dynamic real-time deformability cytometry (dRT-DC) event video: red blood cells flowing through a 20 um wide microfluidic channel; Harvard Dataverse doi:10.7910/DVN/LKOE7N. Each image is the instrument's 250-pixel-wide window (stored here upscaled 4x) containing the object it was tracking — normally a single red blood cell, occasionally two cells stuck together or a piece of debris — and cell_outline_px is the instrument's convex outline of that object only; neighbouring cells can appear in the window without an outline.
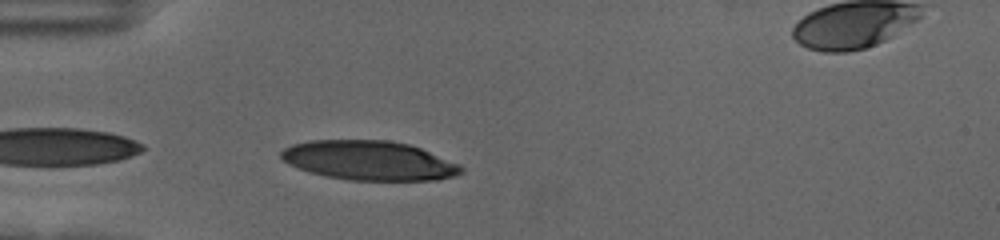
{"species": "human", "species_latin": "Homo sapiens", "temperature_condition": "cold", "stored_images_in_passage": 41, "camera_frame_rate_fps": 3000, "um_per_image_px": 0.085, "donor": {"sex": "female"}, "frame": {"image": 1, "passage_image": 2, "time_ms": 0.333, "image_size_px": [1000, 240], "cell_outline_px": [[464, 172], [456, 176], [436, 180], [348, 180], [324, 176], [308, 172], [296, 168], [280, 160], [280, 152], [284, 148], [292, 144], [312, 140], [388, 140], [408, 144], [420, 148], [460, 164], [464, 168]], "centroid_in_image_um": [31.35, 13.65], "position_along_channel_um": 53.7, "area_um2": 41.67}}
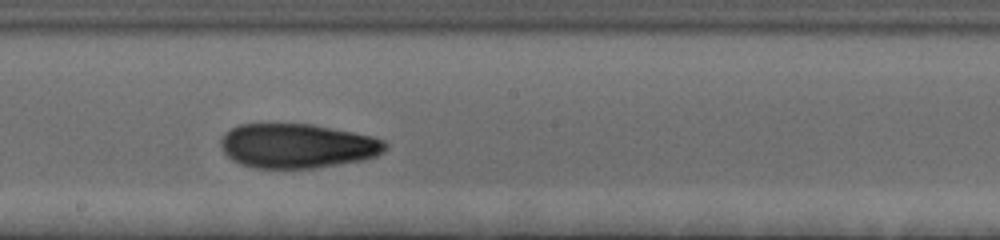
{"frame": {"image": 2, "passage_image": 17, "time_ms": 5.333, "image_size_px": [1000, 240], "cell_outline_px": [[388, 148], [384, 152], [376, 156], [364, 160], [312, 168], [252, 168], [240, 164], [232, 160], [224, 152], [220, 144], [220, 140], [224, 132], [240, 124], [312, 124], [372, 136], [384, 140], [388, 144]], "centroid_in_image_um": [25.27, 12.4], "position_along_channel_um": 222.9, "area_um2": 42.77}}
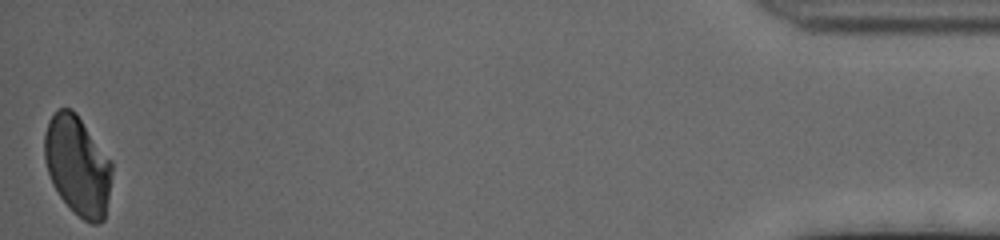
{"frame": {"image": 3, "passage_image": 41, "time_ms": 13.333, "image_size_px": [1000, 240], "cell_outline_px": [[112, 172], [104, 220], [96, 224], [92, 224], [84, 220], [60, 196], [52, 184], [44, 160], [44, 132], [48, 120], [60, 108], [72, 108], [76, 112], [112, 160]], "centroid_in_image_um": [6.59, 14.03], "position_along_channel_um": 428.6, "area_um2": 39.02}, "authors_computed_cell_mechanics": {"area_um2": 42.194, "velocity_mm_per_s": 3.6283, "shape_relaxation_time_tau1_ms": 6.5759, "shape_relaxation_time_tau2_ms": 2.9088, "deformation_change_tau1": 0.2008, "deformation_change_tau2": 0.0944}}